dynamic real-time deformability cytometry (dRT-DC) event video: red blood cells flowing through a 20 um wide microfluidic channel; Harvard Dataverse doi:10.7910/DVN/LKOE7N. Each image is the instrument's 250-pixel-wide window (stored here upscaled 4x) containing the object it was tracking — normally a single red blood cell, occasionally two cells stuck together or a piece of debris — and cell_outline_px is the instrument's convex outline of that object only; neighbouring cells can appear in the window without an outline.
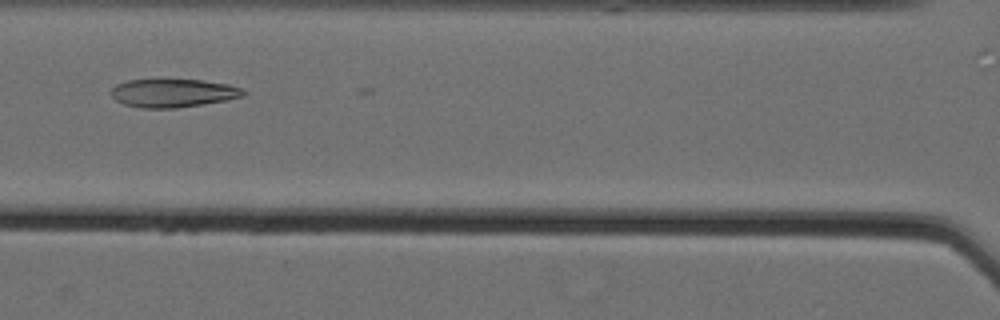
{"species": "Egyptian fruit bat (a non-hibernating species)", "species_latin": "Rousettus aegyptiacus", "temperature_condition": "cold", "stored_images_in_passage": 8, "camera_frame_rate_fps": 3000, "um_per_image_px": 0.085, "animal": {"sex": "female"}, "frame": {"image": 1, "passage_image": 6, "time_ms": 1.667, "image_size_px": [1000, 320], "cell_outline_px": [[248, 92], [244, 96], [228, 100], [176, 108], [144, 108], [124, 104], [116, 100], [108, 92], [116, 84], [128, 80], [200, 80], [228, 84], [240, 88]], "centroid_in_image_um": [14.71, 7.91], "position_along_channel_um": 151.9, "area_um2": 21.79}}